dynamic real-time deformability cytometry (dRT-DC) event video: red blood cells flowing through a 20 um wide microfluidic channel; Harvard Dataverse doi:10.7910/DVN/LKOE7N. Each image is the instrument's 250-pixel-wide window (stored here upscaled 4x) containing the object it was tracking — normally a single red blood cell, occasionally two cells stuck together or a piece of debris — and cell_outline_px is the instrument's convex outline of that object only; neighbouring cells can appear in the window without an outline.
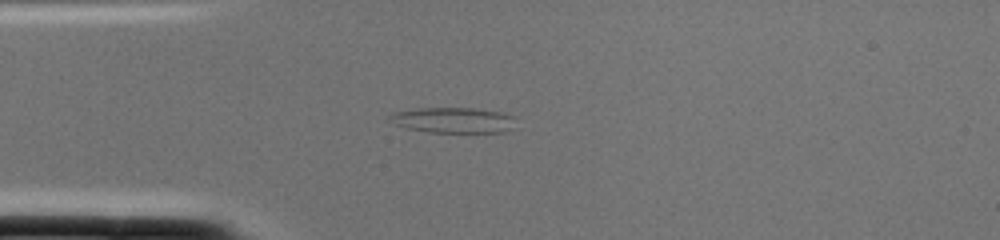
{"species": "common noctule bat (a hibernating species)", "species_latin": "Nyctalus noctula", "temperature_condition": "cold", "stored_images_in_passage": 1, "camera_frame_rate_fps": 3000, "um_per_image_px": 0.085, "animal": {"sex": "female", "body_mass_g": 22.0, "forearm_length_mm": 56.7}, "frame": {"image": 1, "passage_image": 1, "time_ms": 0.0, "image_size_px": [1000, 240], "cell_outline_px": [[516, 128], [504, 132], [428, 132], [408, 128], [396, 124], [388, 116], [392, 112], [420, 108], [472, 108], [504, 112], [516, 116]], "centroid_in_image_um": [38.65, 10.21], "position_along_channel_um": 46.4, "area_um2": 18.96}}